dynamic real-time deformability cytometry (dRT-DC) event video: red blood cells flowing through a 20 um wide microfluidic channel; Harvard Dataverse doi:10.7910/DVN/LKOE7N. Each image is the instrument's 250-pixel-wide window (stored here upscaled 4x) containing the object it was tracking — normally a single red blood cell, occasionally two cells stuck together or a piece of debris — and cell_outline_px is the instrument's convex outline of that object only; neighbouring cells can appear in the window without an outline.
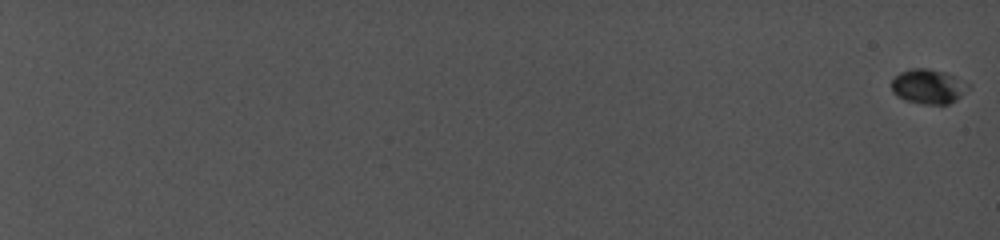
{"species": "common noctule bat (a hibernating species)", "species_latin": "Nyctalus noctula", "temperature_condition": "cold", "stored_images_in_passage": 12, "camera_frame_rate_fps": 5000, "um_per_image_px": 0.085, "animal": {"sex": "female", "body_mass_g": 19.0, "forearm_length_mm": 56.7}, "frame": {"image": 1, "passage_image": 1, "time_ms": 0.0, "image_size_px": [1000, 240], "cell_outline_px": [[972, 84], [956, 100], [948, 104], [924, 104], [904, 100], [896, 96], [892, 92], [892, 80], [900, 72], [912, 68], [928, 68], [944, 72]], "centroid_in_image_um": [78.9, 7.35], "position_along_channel_um": 6.1, "area_um2": 15.49}}